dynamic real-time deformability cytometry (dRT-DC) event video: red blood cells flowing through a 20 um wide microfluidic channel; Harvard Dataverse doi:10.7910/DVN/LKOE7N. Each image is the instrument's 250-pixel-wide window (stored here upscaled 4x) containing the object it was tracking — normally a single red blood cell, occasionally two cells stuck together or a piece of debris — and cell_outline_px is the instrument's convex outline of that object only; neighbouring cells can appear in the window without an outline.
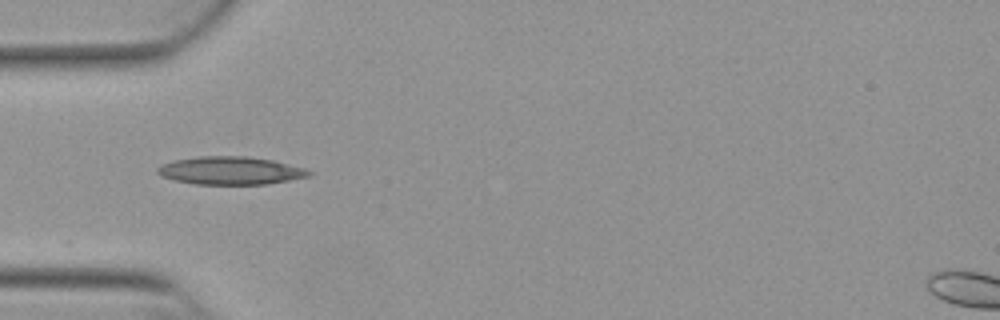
{"species": "Egyptian fruit bat (a non-hibernating species)", "species_latin": "Rousettus aegyptiacus", "temperature_condition": "warm", "stored_images_in_passage": 34, "camera_frame_rate_fps": 3000, "um_per_image_px": 0.085, "animal": {"sex": "female"}, "frame": {"image": 1, "passage_image": 1, "time_ms": 0.0, "image_size_px": [1000, 320], "cell_outline_px": [[312, 176], [268, 184], [196, 184], [176, 180], [160, 176], [156, 172], [156, 168], [160, 164], [172, 160], [196, 156], [248, 156], [272, 160], [304, 168], [312, 172]], "centroid_in_image_um": [19.56, 14.49], "position_along_channel_um": 65.4, "area_um2": 24.85}}
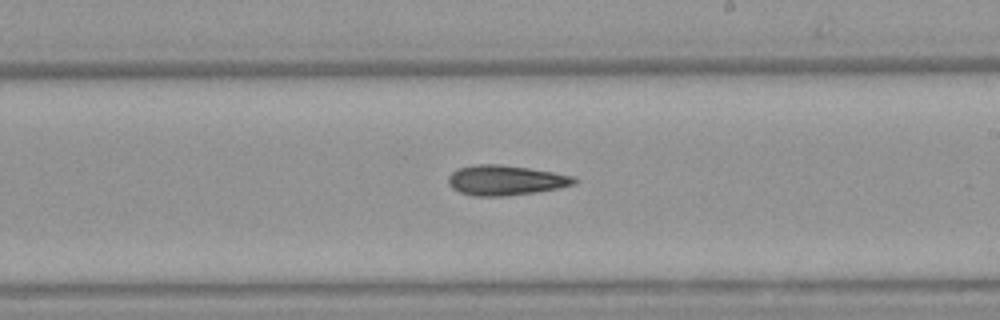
{"frame": {"image": 2, "passage_image": 15, "time_ms": 4.667, "image_size_px": [1000, 320], "cell_outline_px": [[580, 180], [576, 184], [536, 192], [504, 196], [472, 196], [460, 192], [452, 188], [448, 184], [448, 176], [456, 168], [476, 164], [500, 164], [528, 168], [576, 176]], "centroid_in_image_um": [42.97, 15.32], "position_along_channel_um": 246.0, "area_um2": 22.2}}
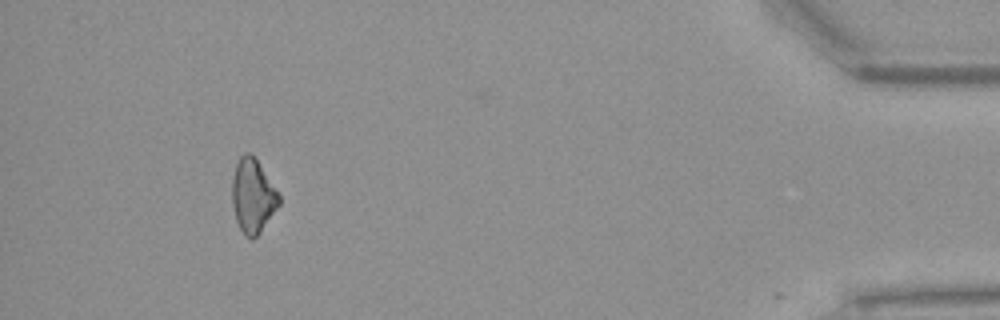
{"frame": {"image": 3, "passage_image": 33, "time_ms": 10.667, "image_size_px": [1000, 320], "cell_outline_px": [[280, 204], [260, 232], [252, 240], [244, 236], [236, 220], [232, 204], [232, 176], [236, 164], [240, 156], [244, 152], [252, 152], [280, 196]], "centroid_in_image_um": [21.47, 16.64], "position_along_channel_um": 413.7, "area_um2": 20.23}}